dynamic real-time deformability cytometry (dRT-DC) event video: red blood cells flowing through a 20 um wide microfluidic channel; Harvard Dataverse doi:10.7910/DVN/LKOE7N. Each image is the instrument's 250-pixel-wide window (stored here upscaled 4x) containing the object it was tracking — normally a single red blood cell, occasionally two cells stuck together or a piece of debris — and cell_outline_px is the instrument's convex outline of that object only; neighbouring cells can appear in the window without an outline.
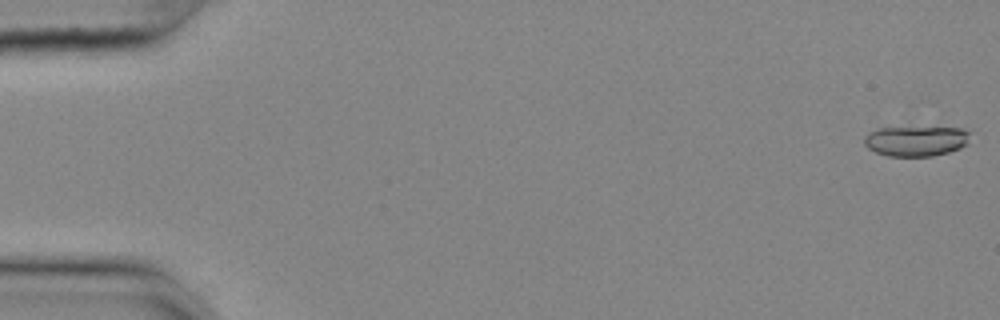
{"species": "common noctule bat (a hibernating species)", "species_latin": "Nyctalus noctula", "temperature_condition": "cold", "stored_images_in_passage": 56, "camera_frame_rate_fps": 3000, "um_per_image_px": 0.085, "animal": {"sex": "female", "body_mass_g": 25.1}, "frame": {"image": 1, "passage_image": 1, "time_ms": 0.0, "image_size_px": [1000, 320], "cell_outline_px": [[968, 132], [964, 144], [960, 148], [948, 152], [932, 156], [888, 156], [876, 152], [868, 148], [864, 144], [864, 136], [880, 128], [964, 128]], "centroid_in_image_um": [77.81, 11.99], "position_along_channel_um": 7.2, "area_um2": 18.15}}
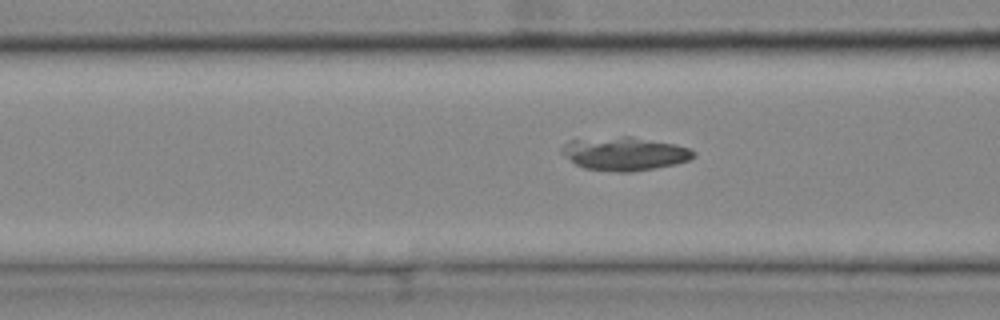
{"frame": {"image": 2, "passage_image": 22, "time_ms": 7.0, "image_size_px": [1000, 320], "cell_outline_px": [[696, 156], [688, 160], [676, 164], [656, 168], [632, 172], [616, 172], [584, 168], [576, 164], [560, 152], [560, 148], [564, 144], [572, 140], [624, 136], [632, 136], [676, 144], [688, 148], [696, 152]], "centroid_in_image_um": [53.11, 13.06], "position_along_channel_um": 113.5, "area_um2": 25.72}}
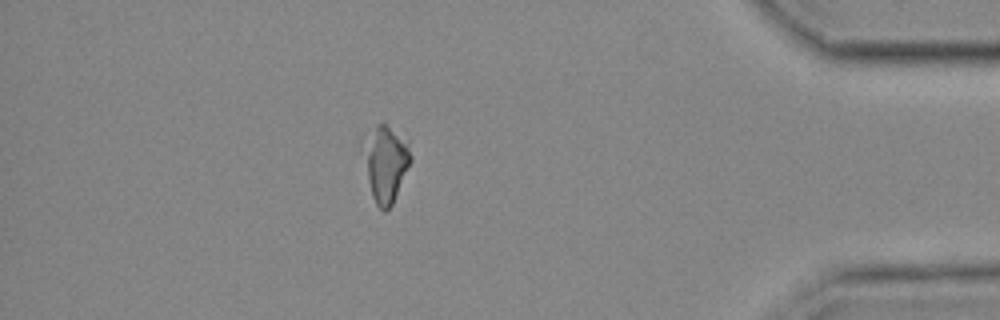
{"frame": {"image": 3, "passage_image": 49, "time_ms": 16.0, "image_size_px": [1000, 320], "cell_outline_px": [[412, 160], [392, 204], [384, 212], [376, 204], [372, 196], [356, 140], [360, 136], [380, 124], [384, 124], [408, 140], [412, 156]], "centroid_in_image_um": [32.68, 13.82], "position_along_channel_um": 402.5, "area_um2": 22.02}}